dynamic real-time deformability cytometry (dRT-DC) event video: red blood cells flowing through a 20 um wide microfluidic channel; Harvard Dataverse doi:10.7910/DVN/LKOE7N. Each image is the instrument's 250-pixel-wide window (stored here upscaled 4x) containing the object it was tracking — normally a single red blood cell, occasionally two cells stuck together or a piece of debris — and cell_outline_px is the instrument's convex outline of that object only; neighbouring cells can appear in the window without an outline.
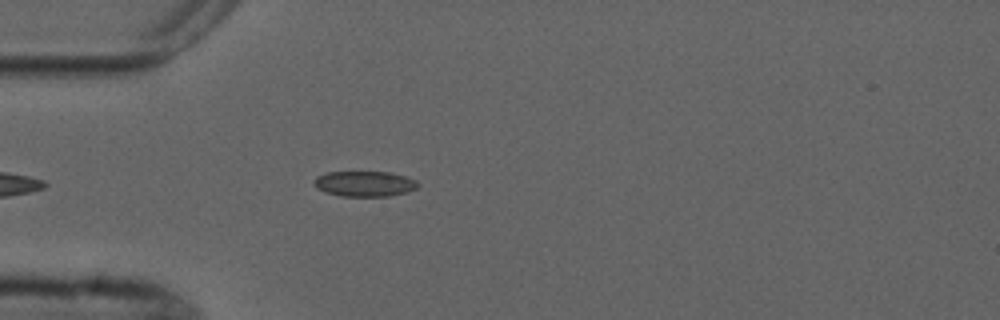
{"species": "common noctule bat (a hibernating species)", "species_latin": "Nyctalus noctula", "temperature_condition": "cold", "stored_images_in_passage": 5, "camera_frame_rate_fps": 3000, "um_per_image_px": 0.085, "animal": {"sex": "male", "forearm_length_mm": 52.5}, "frame": {"image": 1, "passage_image": 5, "time_ms": 4.667, "image_size_px": [1000, 320], "cell_outline_px": [[420, 184], [416, 188], [408, 192], [388, 196], [340, 196], [324, 192], [316, 188], [312, 180], [316, 176], [328, 172], [392, 172], [416, 180]], "centroid_in_image_um": [30.97, 15.62], "position_along_channel_um": 54.0, "area_um2": 15.55}}